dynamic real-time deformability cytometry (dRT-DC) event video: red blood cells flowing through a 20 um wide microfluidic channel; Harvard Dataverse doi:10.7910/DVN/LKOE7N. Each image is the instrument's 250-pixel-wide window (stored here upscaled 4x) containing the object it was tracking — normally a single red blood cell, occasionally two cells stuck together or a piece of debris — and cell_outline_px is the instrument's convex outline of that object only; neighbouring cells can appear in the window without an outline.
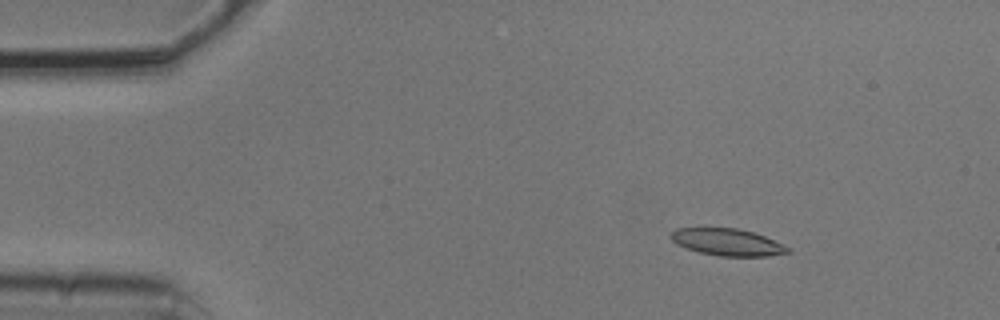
{"species": "common noctule bat (a hibernating species)", "species_latin": "Nyctalus noctula", "temperature_condition": "cold", "stored_images_in_passage": 9, "camera_frame_rate_fps": 3000, "um_per_image_px": 0.085, "animal": {"sex": "male", "body_mass_g": 20.5, "forearm_length_mm": 52.5}, "frame": {"image": 1, "passage_image": 1, "time_ms": 0.0, "image_size_px": [1000, 320], "cell_outline_px": [[792, 252], [768, 256], [720, 256], [700, 252], [676, 244], [668, 236], [676, 228], [704, 224], [736, 228], [752, 232], [764, 236], [792, 248]], "centroid_in_image_um": [61.76, 20.52], "position_along_channel_um": 23.2, "area_um2": 19.19}}
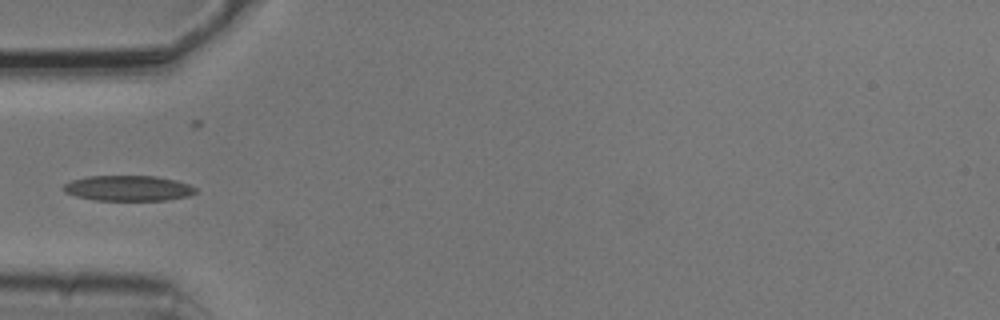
{"frame": {"image": 2, "passage_image": 4, "time_ms": 1.0, "image_size_px": [1000, 320], "cell_outline_px": [[196, 192], [188, 196], [168, 200], [92, 200], [76, 196], [64, 192], [60, 188], [64, 184], [72, 180], [88, 176], [156, 176], [176, 180], [188, 184], [196, 188]], "centroid_in_image_um": [10.87, 16.0], "position_along_channel_um": 74.1, "area_um2": 19.65}}
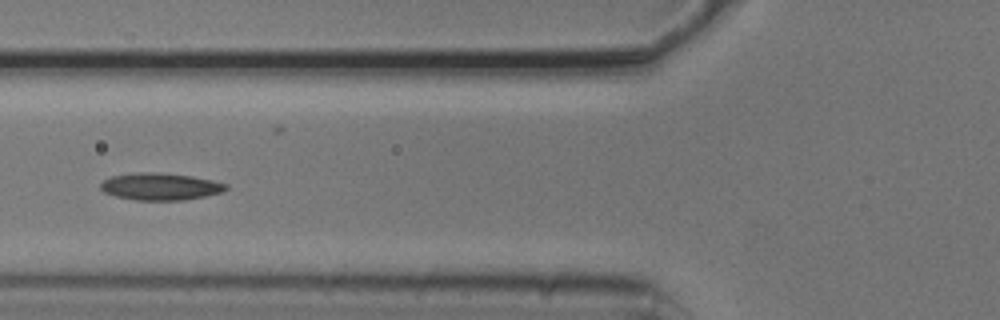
{"frame": {"image": 3, "passage_image": 5, "time_ms": 1.333, "image_size_px": [1000, 320], "cell_outline_px": [[228, 188], [224, 192], [184, 200], [136, 200], [116, 196], [104, 192], [100, 188], [100, 184], [104, 180], [112, 176], [136, 172], [156, 172], [192, 176], [212, 180], [228, 184]], "centroid_in_image_um": [13.65, 15.85], "position_along_channel_um": 112.2, "area_um2": 19.83}}